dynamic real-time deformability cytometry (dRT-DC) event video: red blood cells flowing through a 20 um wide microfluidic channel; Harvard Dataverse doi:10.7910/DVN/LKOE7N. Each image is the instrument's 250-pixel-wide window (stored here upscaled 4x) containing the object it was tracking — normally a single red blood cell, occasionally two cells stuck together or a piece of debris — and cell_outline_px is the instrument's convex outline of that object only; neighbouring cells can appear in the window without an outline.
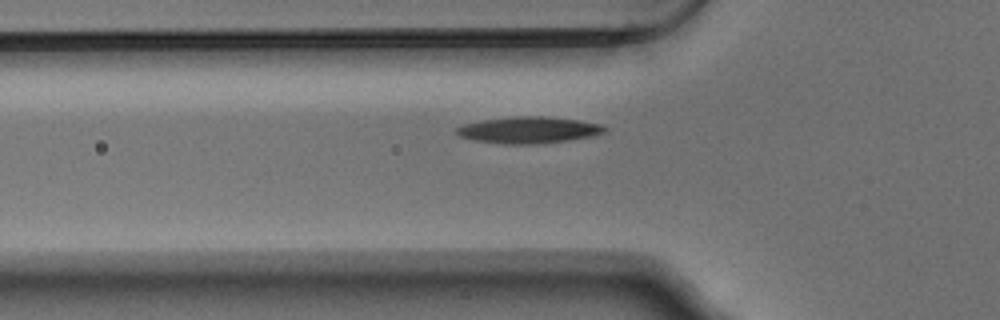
{"species": "Egyptian fruit bat (a non-hibernating species)", "species_latin": "Rousettus aegyptiacus", "temperature_condition": "warm", "stored_images_in_passage": 40, "camera_frame_rate_fps": 3000, "um_per_image_px": 0.085, "animal": {"sex": "male"}, "frame": {"image": 1, "passage_image": 5, "time_ms": 1.333, "image_size_px": [1000, 320], "cell_outline_px": [[608, 128], [604, 132], [588, 136], [568, 140], [536, 144], [504, 144], [476, 140], [460, 136], [456, 132], [456, 128], [464, 124], [484, 120], [516, 116], [544, 116], [576, 120], [604, 124]], "centroid_in_image_um": [44.95, 11.04], "position_along_channel_um": 80.8, "area_um2": 22.6}}
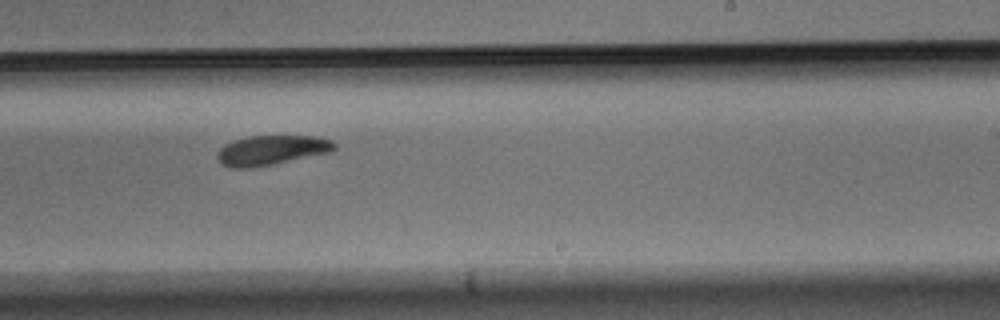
{"frame": {"image": 2, "passage_image": 20, "time_ms": 6.333, "image_size_px": [1000, 320], "cell_outline_px": [[336, 148], [328, 152], [272, 164], [252, 168], [228, 168], [220, 164], [216, 156], [220, 148], [224, 144], [232, 140], [248, 136], [316, 136], [332, 140], [336, 144]], "centroid_in_image_um": [23.0, 12.76], "position_along_channel_um": 266.0, "area_um2": 20.29}}
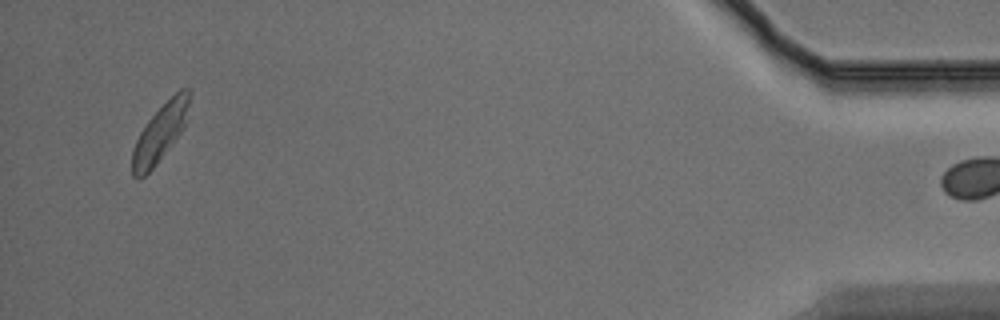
{"frame": {"image": 3, "passage_image": 39, "time_ms": 12.667, "image_size_px": [1000, 320], "cell_outline_px": [[188, 104], [184, 128], [156, 164], [140, 180], [136, 180], [132, 176], [132, 148], [140, 132], [148, 120], [180, 88], [188, 88]], "centroid_in_image_um": [13.55, 11.37], "position_along_channel_um": 421.6, "area_um2": 18.61}}